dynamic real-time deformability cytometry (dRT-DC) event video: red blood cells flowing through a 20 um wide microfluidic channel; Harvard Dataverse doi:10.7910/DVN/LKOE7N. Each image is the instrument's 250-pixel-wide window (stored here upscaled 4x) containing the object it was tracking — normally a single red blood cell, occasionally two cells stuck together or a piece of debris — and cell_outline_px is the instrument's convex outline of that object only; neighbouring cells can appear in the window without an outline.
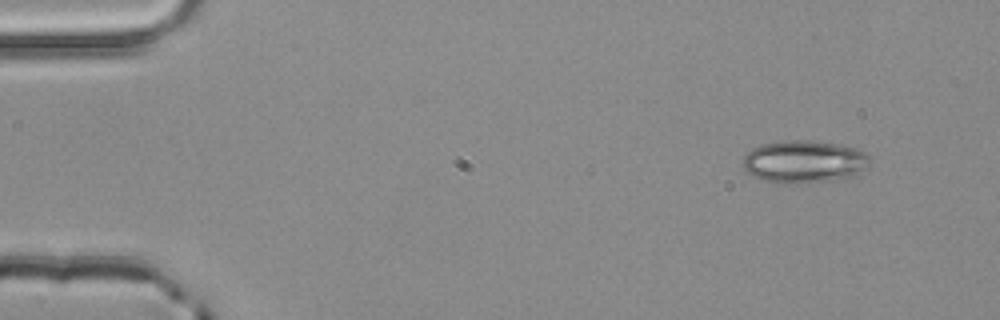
{"species": "common noctule bat (a hibernating species)", "species_latin": "Nyctalus noctula", "temperature_condition": "room temperature", "stored_images_in_passage": 3, "camera_frame_rate_fps": 3000, "um_per_image_px": 0.085, "animal": {"sex": "male", "body_mass_g": 20.4}, "frame": {"image": 1, "passage_image": 1, "time_ms": 0.0, "image_size_px": [1000, 320], "cell_outline_px": [[872, 160], [864, 168], [852, 176], [832, 180], [796, 184], [776, 184], [764, 180], [748, 172], [740, 164], [744, 156], [752, 148], [760, 144], [784, 140], [812, 140], [840, 144], [856, 148], [864, 152]], "centroid_in_image_um": [68.31, 13.73], "position_along_channel_um": 16.7, "area_um2": 31.79}}